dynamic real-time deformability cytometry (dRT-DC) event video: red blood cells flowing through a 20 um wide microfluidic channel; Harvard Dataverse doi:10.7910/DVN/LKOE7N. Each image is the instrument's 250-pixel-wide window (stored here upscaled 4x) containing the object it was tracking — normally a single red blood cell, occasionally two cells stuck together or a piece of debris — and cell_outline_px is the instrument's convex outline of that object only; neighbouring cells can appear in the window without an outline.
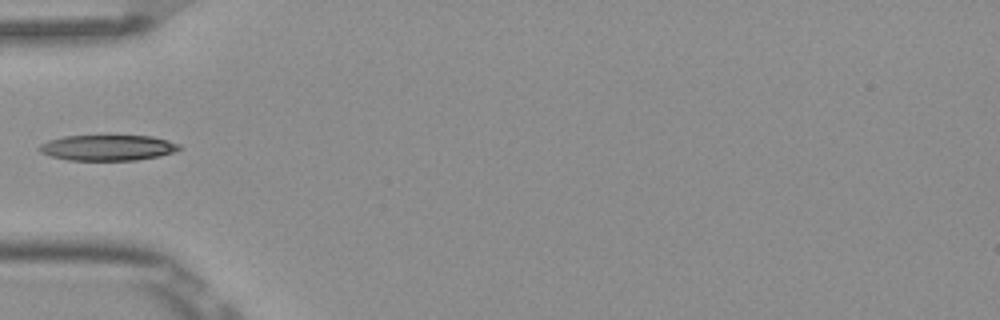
{"species": "Egyptian fruit bat (a non-hibernating species)", "species_latin": "Rousettus aegyptiacus", "temperature_condition": "room temperature", "stored_images_in_passage": 7, "camera_frame_rate_fps": 3000, "um_per_image_px": 0.085, "frame": {"image": 1, "passage_image": 5, "time_ms": 1.333, "image_size_px": [1000, 320], "cell_outline_px": [[184, 148], [160, 156], [136, 160], [68, 160], [52, 156], [40, 152], [36, 148], [40, 144], [48, 140], [64, 136], [152, 136], [168, 140], [180, 144]], "centroid_in_image_um": [9.16, 12.55], "position_along_channel_um": 75.8, "area_um2": 20.98}}
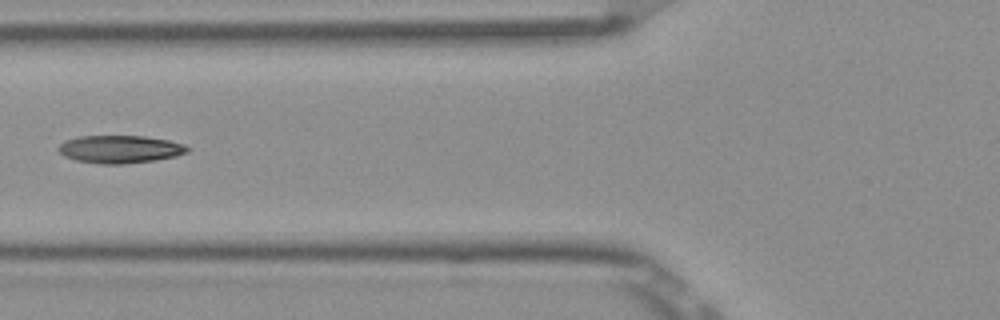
{"frame": {"image": 2, "passage_image": 6, "time_ms": 1.667, "image_size_px": [1000, 320], "cell_outline_px": [[192, 148], [188, 152], [176, 156], [156, 160], [124, 164], [100, 164], [76, 160], [64, 156], [56, 148], [64, 140], [80, 136], [144, 136], [168, 140], [184, 144]], "centroid_in_image_um": [10.21, 12.68], "position_along_channel_um": 115.6, "area_um2": 21.04}}
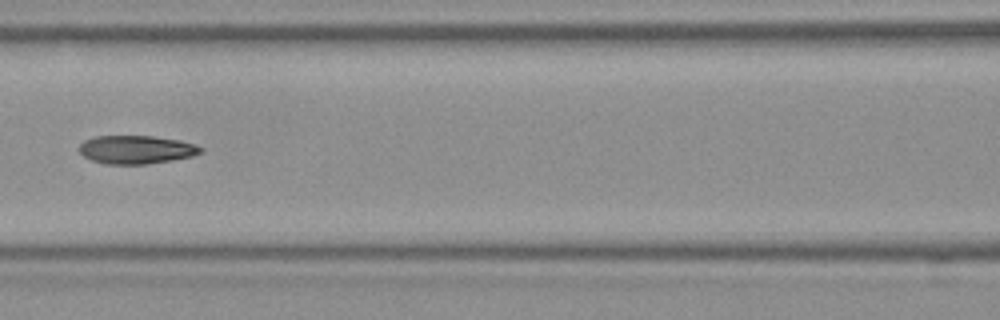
{"frame": {"image": 3, "passage_image": 7, "time_ms": 2.0, "image_size_px": [1000, 320], "cell_outline_px": [[204, 152], [192, 156], [172, 160], [148, 164], [104, 164], [92, 160], [84, 156], [80, 152], [80, 144], [84, 140], [96, 136], [152, 136], [180, 140], [196, 144], [204, 148]], "centroid_in_image_um": [11.62, 12.72], "position_along_channel_um": 155.0, "area_um2": 20.17}}